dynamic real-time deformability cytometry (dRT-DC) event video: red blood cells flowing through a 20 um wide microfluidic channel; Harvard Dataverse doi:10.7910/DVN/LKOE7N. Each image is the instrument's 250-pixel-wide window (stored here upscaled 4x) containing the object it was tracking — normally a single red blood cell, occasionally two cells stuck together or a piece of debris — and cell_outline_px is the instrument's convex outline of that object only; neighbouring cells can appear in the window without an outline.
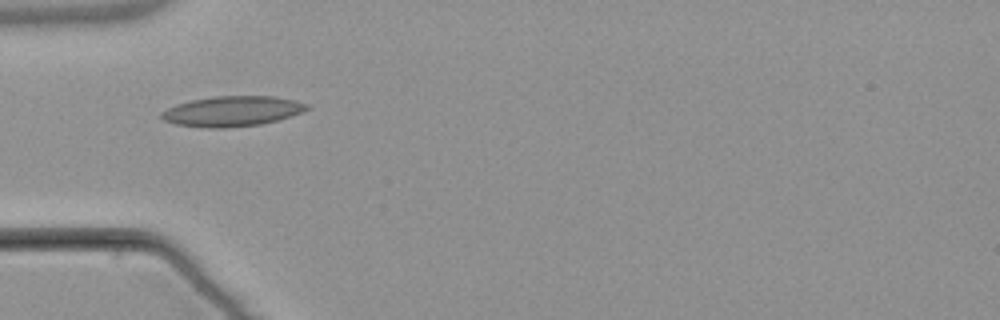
{"species": "common noctule bat (a hibernating species)", "species_latin": "Nyctalus noctula", "temperature_condition": "warm", "stored_images_in_passage": 7, "camera_frame_rate_fps": 3000, "um_per_image_px": 0.085, "animal": {"sex": "male", "body_mass_g": 21.5, "forearm_length_mm": 52.0}, "frame": {"image": 1, "passage_image": 5, "time_ms": 5.667, "image_size_px": [1000, 320], "cell_outline_px": [[312, 108], [304, 112], [276, 120], [260, 124], [224, 128], [212, 128], [176, 124], [164, 120], [160, 116], [160, 112], [176, 104], [192, 100], [216, 96], [276, 96], [308, 104]], "centroid_in_image_um": [19.76, 9.45], "position_along_channel_um": 65.2, "area_um2": 25.49}}
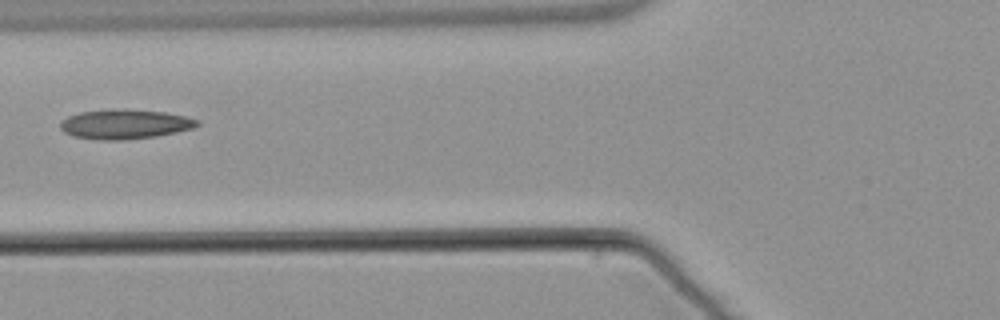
{"frame": {"image": 2, "passage_image": 6, "time_ms": 7.0, "image_size_px": [1000, 320], "cell_outline_px": [[200, 124], [192, 128], [156, 136], [120, 140], [100, 140], [72, 136], [64, 132], [60, 128], [60, 124], [68, 116], [80, 112], [120, 108], [124, 108], [164, 112], [184, 116], [200, 120]], "centroid_in_image_um": [10.6, 10.55], "position_along_channel_um": 115.2, "area_um2": 23.52}}